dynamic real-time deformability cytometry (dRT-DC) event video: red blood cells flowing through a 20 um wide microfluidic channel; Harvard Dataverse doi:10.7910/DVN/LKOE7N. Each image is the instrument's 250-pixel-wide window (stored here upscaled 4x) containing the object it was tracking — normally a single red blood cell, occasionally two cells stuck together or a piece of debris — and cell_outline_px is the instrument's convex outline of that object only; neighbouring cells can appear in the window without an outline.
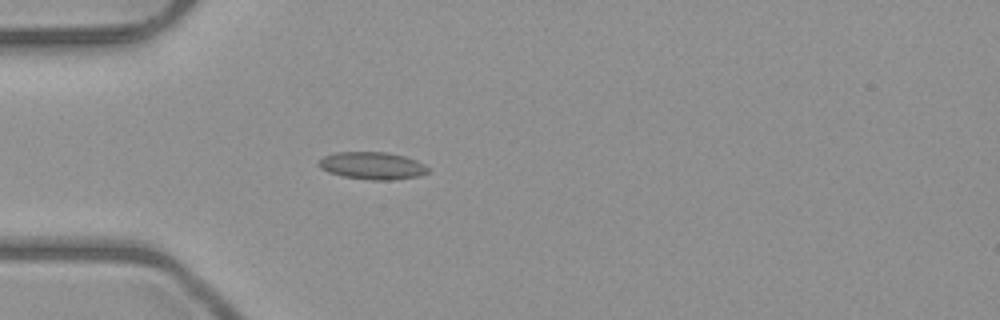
{"species": "common noctule bat (a hibernating species)", "species_latin": "Nyctalus noctula", "temperature_condition": "room temperature", "stored_images_in_passage": 4, "camera_frame_rate_fps": 3000, "um_per_image_px": 0.085, "animal": {"sex": "male", "body_mass_g": 23.1, "forearm_length_mm": 52.7}, "frame": {"image": 1, "passage_image": 4, "time_ms": 4.333, "image_size_px": [1000, 320], "cell_outline_px": [[428, 172], [420, 176], [392, 180], [372, 180], [344, 176], [328, 172], [320, 168], [316, 164], [324, 156], [336, 152], [388, 152], [404, 156], [416, 160], [424, 164], [428, 168]], "centroid_in_image_um": [31.64, 14.08], "position_along_channel_um": 53.4, "area_um2": 17.46}}